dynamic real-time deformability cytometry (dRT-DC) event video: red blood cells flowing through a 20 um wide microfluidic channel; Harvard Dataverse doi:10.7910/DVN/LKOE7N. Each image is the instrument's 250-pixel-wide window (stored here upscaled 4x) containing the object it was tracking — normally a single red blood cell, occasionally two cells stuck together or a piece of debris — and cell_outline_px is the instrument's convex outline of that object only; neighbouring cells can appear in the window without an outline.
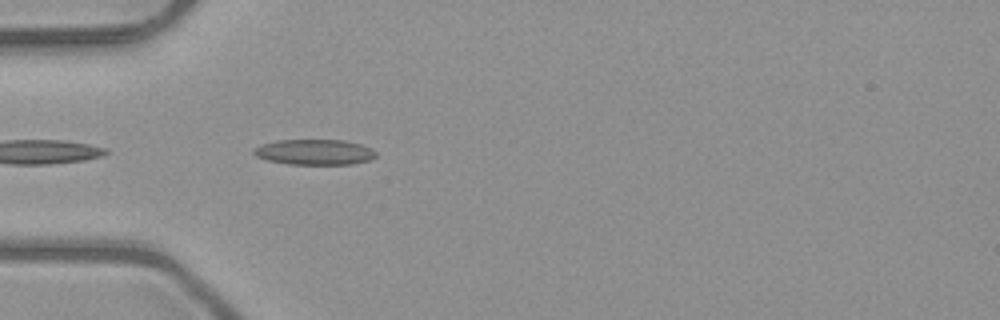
{"species": "common noctule bat (a hibernating species)", "species_latin": "Nyctalus noctula", "temperature_condition": "room temperature", "stored_images_in_passage": 9, "camera_frame_rate_fps": 3000, "um_per_image_px": 0.085, "animal": {"sex": "male", "body_mass_g": 23.1, "forearm_length_mm": 52.7}, "frame": {"image": 1, "passage_image": 2, "time_ms": 0.333, "image_size_px": [1000, 320], "cell_outline_px": [[376, 156], [368, 160], [352, 164], [288, 164], [268, 160], [256, 156], [252, 152], [260, 144], [276, 140], [344, 140], [360, 144], [372, 148], [376, 152]], "centroid_in_image_um": [26.73, 12.92], "position_along_channel_um": 58.3, "area_um2": 18.09}}
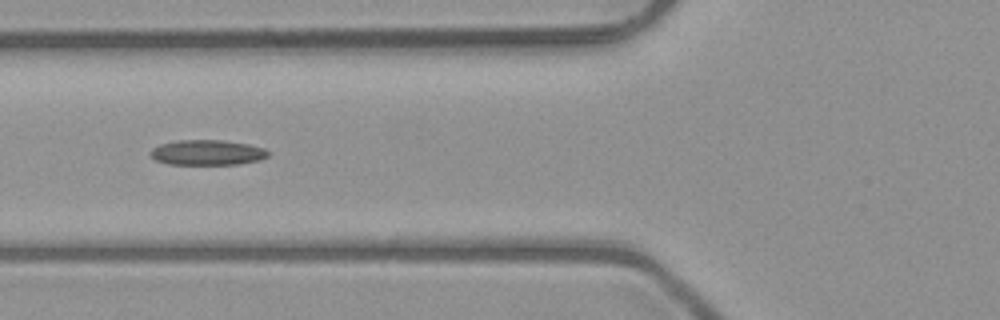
{"frame": {"image": 2, "passage_image": 6, "time_ms": 1.667, "image_size_px": [1000, 320], "cell_outline_px": [[268, 156], [260, 160], [240, 164], [168, 164], [156, 160], [148, 152], [152, 148], [160, 144], [176, 140], [220, 140], [248, 144], [264, 148], [268, 152]], "centroid_in_image_um": [17.6, 12.96], "position_along_channel_um": 108.2, "area_um2": 17.28}}